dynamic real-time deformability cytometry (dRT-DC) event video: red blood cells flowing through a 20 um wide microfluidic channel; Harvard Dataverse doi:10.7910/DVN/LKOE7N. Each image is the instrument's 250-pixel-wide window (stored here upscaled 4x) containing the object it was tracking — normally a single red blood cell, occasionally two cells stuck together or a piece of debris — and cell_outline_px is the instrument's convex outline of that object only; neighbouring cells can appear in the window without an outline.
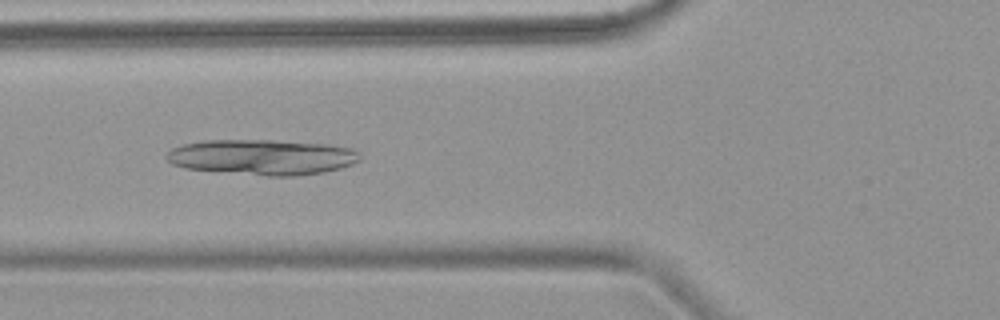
{"species": "common noctule bat (a hibernating species)", "species_latin": "Nyctalus noctula", "temperature_condition": "warm", "stored_images_in_passage": 8, "camera_frame_rate_fps": 3000, "um_per_image_px": 0.085, "animal": {"sex": "female", "body_mass_g": 18.4}, "frame": {"image": 1, "passage_image": 6, "time_ms": 6.0, "image_size_px": [1000, 320], "cell_outline_px": [[360, 160], [352, 164], [340, 168], [324, 172], [296, 176], [268, 176], [184, 168], [172, 164], [164, 156], [172, 148], [184, 144], [204, 140], [272, 140], [328, 144], [352, 148], [360, 152]], "centroid_in_image_um": [22.31, 13.35], "position_along_channel_um": 103.5, "area_um2": 40.06}}
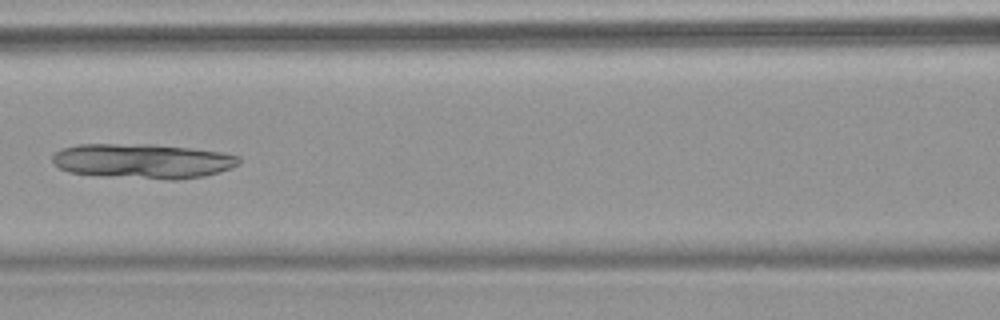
{"frame": {"image": 2, "passage_image": 7, "time_ms": 7.333, "image_size_px": [1000, 320], "cell_outline_px": [[240, 164], [232, 168], [204, 176], [176, 180], [168, 180], [104, 176], [68, 172], [60, 168], [52, 160], [52, 156], [60, 148], [76, 144], [152, 144], [188, 148], [220, 152], [240, 156]], "centroid_in_image_um": [12.13, 13.69], "position_along_channel_um": 154.5, "area_um2": 38.03}}
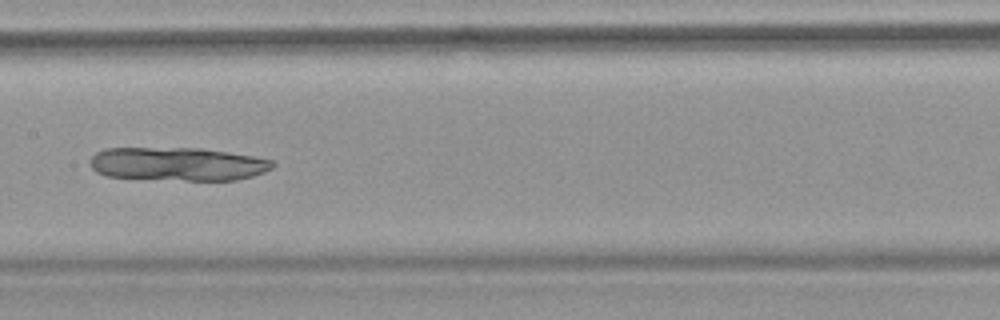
{"frame": {"image": 3, "passage_image": 8, "time_ms": 8.333, "image_size_px": [1000, 320], "cell_outline_px": [[276, 164], [272, 168], [264, 172], [252, 176], [236, 180], [188, 180], [104, 176], [96, 172], [88, 164], [88, 160], [96, 152], [104, 148], [200, 148], [228, 152], [252, 156], [272, 160]], "centroid_in_image_um": [15.07, 13.93], "position_along_channel_um": 192.3, "area_um2": 35.6}}